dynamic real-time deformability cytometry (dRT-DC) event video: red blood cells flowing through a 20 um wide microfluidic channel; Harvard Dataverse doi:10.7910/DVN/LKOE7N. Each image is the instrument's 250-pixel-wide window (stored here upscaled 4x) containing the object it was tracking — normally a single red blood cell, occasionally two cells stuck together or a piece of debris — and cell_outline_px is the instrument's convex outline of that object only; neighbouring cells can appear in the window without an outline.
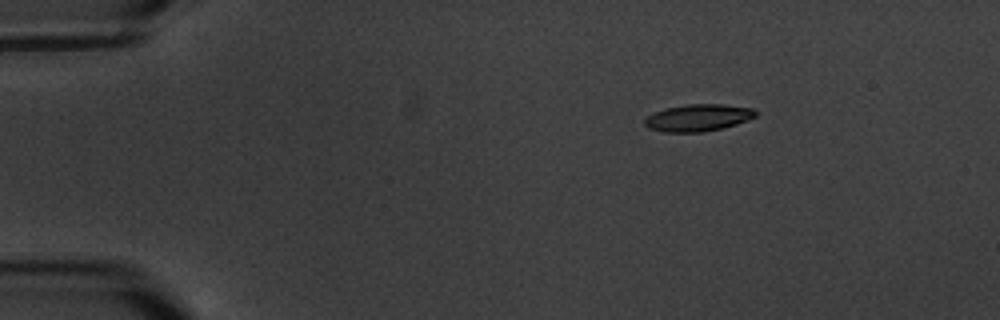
{"species": "common noctule bat (a hibernating species)", "species_latin": "Nyctalus noctula", "temperature_condition": "warm", "stored_images_in_passage": 4, "camera_frame_rate_fps": 3000, "um_per_image_px": 0.085, "animal": {"sex": "male", "body_mass_g": 20.1, "forearm_length_mm": 53.5}, "frame": {"image": 1, "passage_image": 1, "time_ms": 0.0, "image_size_px": [1000, 320], "cell_outline_px": [[756, 116], [748, 120], [736, 124], [704, 132], [664, 132], [648, 128], [644, 124], [644, 120], [648, 116], [664, 108], [688, 104], [724, 104], [752, 108], [756, 112]], "centroid_in_image_um": [59.33, 10.0], "position_along_channel_um": 25.7, "area_um2": 17.4}}
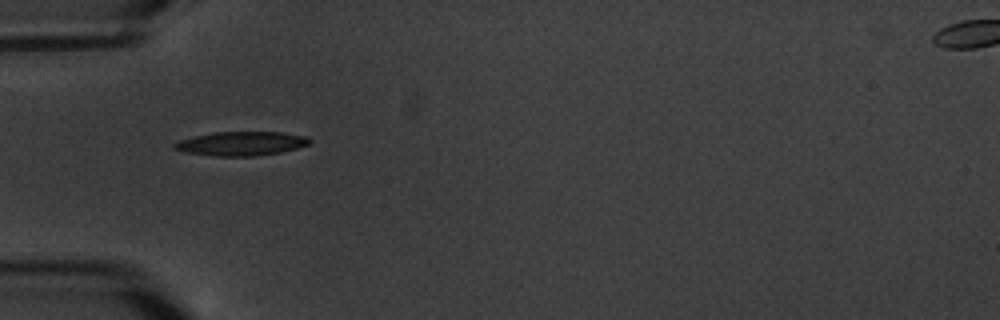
{"frame": {"image": 2, "passage_image": 4, "time_ms": 3.333, "image_size_px": [1000, 320], "cell_outline_px": [[312, 140], [308, 144], [296, 148], [280, 152], [256, 156], [216, 156], [184, 152], [172, 148], [172, 144], [180, 140], [196, 136], [216, 132], [280, 132], [308, 136]], "centroid_in_image_um": [20.51, 12.2], "position_along_channel_um": 64.5, "area_um2": 18.84}}